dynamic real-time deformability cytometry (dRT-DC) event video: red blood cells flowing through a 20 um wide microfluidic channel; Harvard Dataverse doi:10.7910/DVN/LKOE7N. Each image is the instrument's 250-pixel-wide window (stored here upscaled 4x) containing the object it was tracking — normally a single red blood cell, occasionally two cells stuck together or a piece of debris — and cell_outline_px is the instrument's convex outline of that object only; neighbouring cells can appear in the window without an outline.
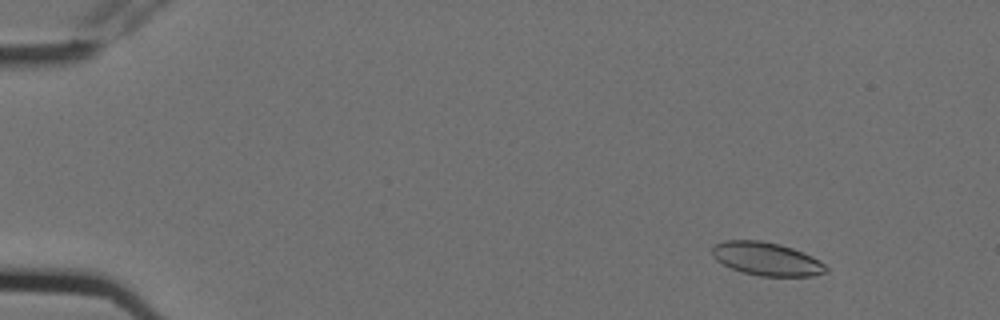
{"species": "Egyptian fruit bat (a non-hibernating species)", "species_latin": "Rousettus aegyptiacus", "temperature_condition": "cold", "stored_images_in_passage": 5, "camera_frame_rate_fps": 3000, "um_per_image_px": 0.085, "animal": {"sex": "female"}, "frame": {"image": 1, "passage_image": 2, "time_ms": 0.333, "image_size_px": [1000, 320], "cell_outline_px": [[828, 272], [812, 276], [760, 276], [744, 272], [732, 268], [716, 260], [712, 256], [712, 248], [716, 244], [724, 240], [760, 240], [780, 244], [792, 248], [812, 256], [820, 260], [828, 268]], "centroid_in_image_um": [65.18, 22.0], "position_along_channel_um": 19.8, "area_um2": 22.02}}
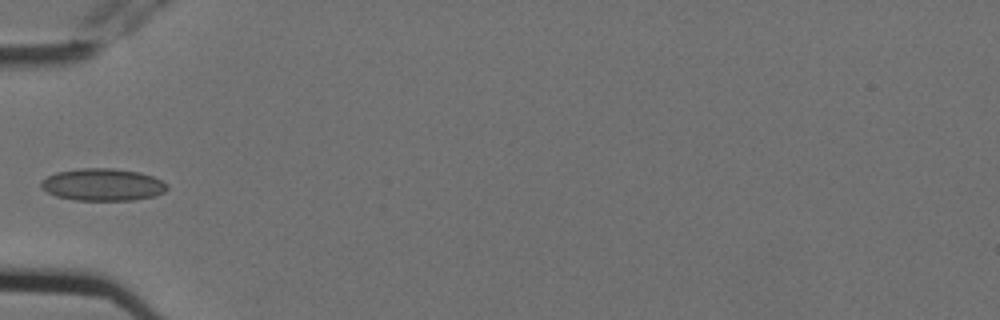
{"frame": {"image": 2, "passage_image": 5, "time_ms": 1.333, "image_size_px": [1000, 320], "cell_outline_px": [[168, 188], [164, 192], [156, 196], [132, 200], [76, 200], [56, 196], [40, 188], [40, 180], [56, 172], [80, 168], [112, 168], [140, 172], [152, 176], [168, 184]], "centroid_in_image_um": [8.72, 15.69], "position_along_channel_um": 76.3, "area_um2": 23.81}}